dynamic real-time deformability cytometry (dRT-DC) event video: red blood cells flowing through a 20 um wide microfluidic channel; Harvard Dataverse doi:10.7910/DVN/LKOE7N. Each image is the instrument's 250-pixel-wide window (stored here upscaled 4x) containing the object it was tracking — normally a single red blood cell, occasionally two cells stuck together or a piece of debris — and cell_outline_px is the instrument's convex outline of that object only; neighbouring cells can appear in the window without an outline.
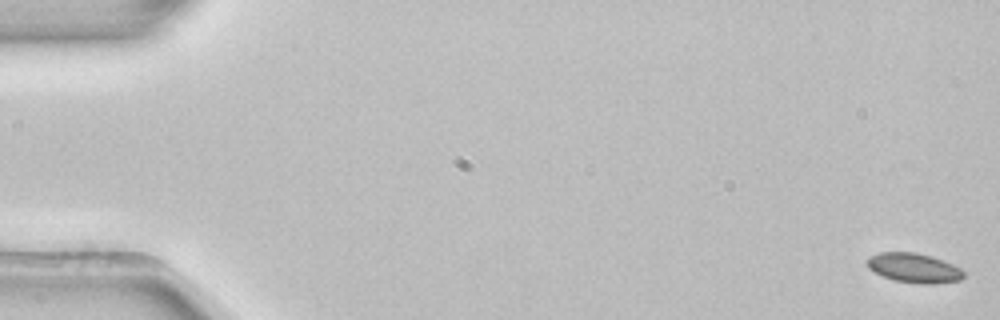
{"species": "common noctule bat (a hibernating species)", "species_latin": "Nyctalus noctula", "temperature_condition": "room temperature", "stored_images_in_passage": 53, "camera_frame_rate_fps": 3000, "um_per_image_px": 0.085, "animal": {"sex": "female", "body_mass_g": 22.7, "forearm_length_mm": 54.2}, "frame": {"image": 1, "passage_image": 1, "time_ms": 0.0, "image_size_px": [1000, 320], "cell_outline_px": [[964, 276], [960, 280], [932, 284], [920, 284], [892, 280], [868, 268], [868, 256], [880, 252], [916, 252], [932, 256], [952, 264], [960, 268], [964, 272]], "centroid_in_image_um": [77.69, 22.77], "position_along_channel_um": 7.3, "area_um2": 16.59}}
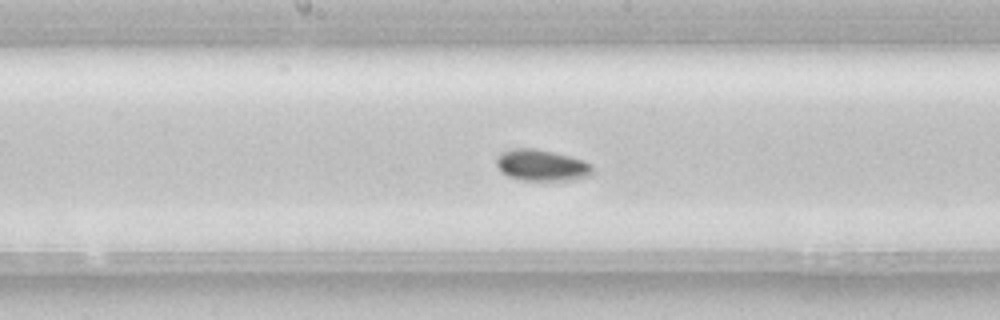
{"frame": {"image": 2, "passage_image": 28, "time_ms": 9.0, "image_size_px": [1000, 320], "cell_outline_px": [[592, 176], [576, 180], [520, 180], [508, 176], [496, 164], [496, 156], [500, 152], [512, 148], [536, 148], [584, 160], [592, 164]], "centroid_in_image_um": [46.06, 14.05], "position_along_channel_um": 202.1, "area_um2": 17.69}}
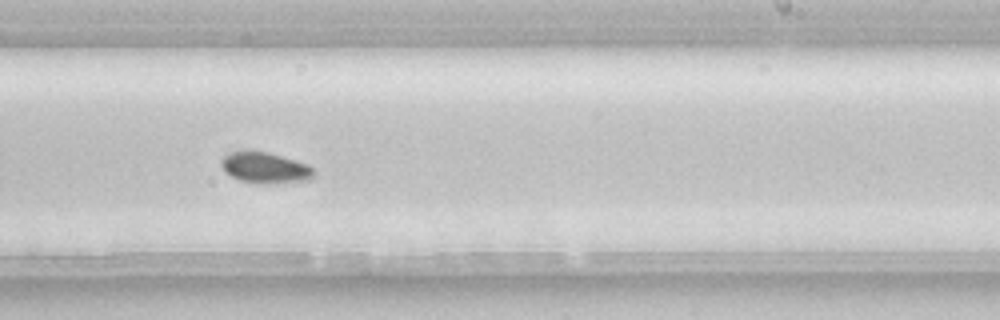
{"frame": {"image": 3, "passage_image": 33, "time_ms": 10.667, "image_size_px": [1000, 320], "cell_outline_px": [[316, 176], [312, 180], [268, 184], [256, 184], [240, 180], [224, 172], [220, 164], [220, 160], [228, 152], [244, 148], [248, 148], [268, 152], [296, 160], [308, 164], [316, 172]], "centroid_in_image_um": [22.52, 14.23], "position_along_channel_um": 266.5, "area_um2": 17.57}, "authors_computed_cell_mechanics": {"area_um2": 16.473, "velocity_mm_per_s": 3.8811, "shape_relaxation_time_tau1_ms": null, "shape_relaxation_time_tau2_ms": 5.2803, "deformation_change_tau1": null, "deformation_change_tau2": 0.0585}}